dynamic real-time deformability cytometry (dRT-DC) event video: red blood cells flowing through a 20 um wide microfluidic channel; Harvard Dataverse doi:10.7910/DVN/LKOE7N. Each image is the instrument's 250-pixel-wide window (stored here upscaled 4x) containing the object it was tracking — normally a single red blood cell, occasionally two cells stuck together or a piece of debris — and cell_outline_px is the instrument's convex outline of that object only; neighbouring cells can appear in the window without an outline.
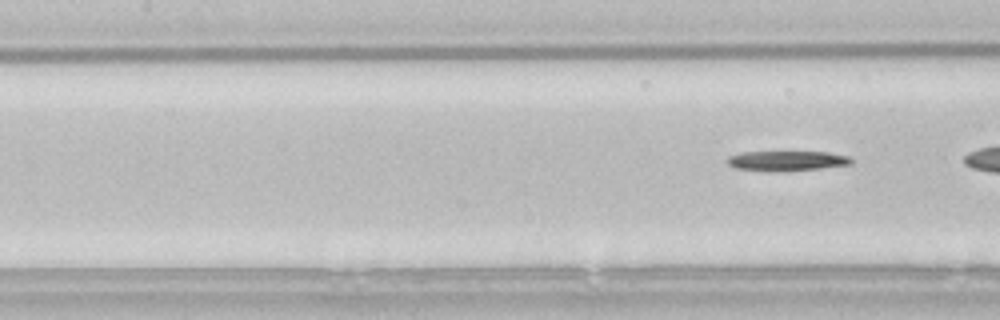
{"species": "common noctule bat (a hibernating species)", "species_latin": "Nyctalus noctula", "temperature_condition": "room temperature", "stored_images_in_passage": 5, "camera_frame_rate_fps": 3000, "um_per_image_px": 0.085, "animal": {"sex": "male", "body_mass_g": 21.5, "forearm_length_mm": 52.0}, "frame": {"image": 1, "passage_image": 5, "time_ms": 1.333, "image_size_px": [1000, 320], "cell_outline_px": [[852, 164], [820, 168], [736, 168], [728, 164], [724, 160], [728, 156], [740, 152], [828, 152], [848, 156], [852, 160]], "centroid_in_image_um": [66.9, 13.6], "position_along_channel_um": 140.5, "area_um2": 13.24}}